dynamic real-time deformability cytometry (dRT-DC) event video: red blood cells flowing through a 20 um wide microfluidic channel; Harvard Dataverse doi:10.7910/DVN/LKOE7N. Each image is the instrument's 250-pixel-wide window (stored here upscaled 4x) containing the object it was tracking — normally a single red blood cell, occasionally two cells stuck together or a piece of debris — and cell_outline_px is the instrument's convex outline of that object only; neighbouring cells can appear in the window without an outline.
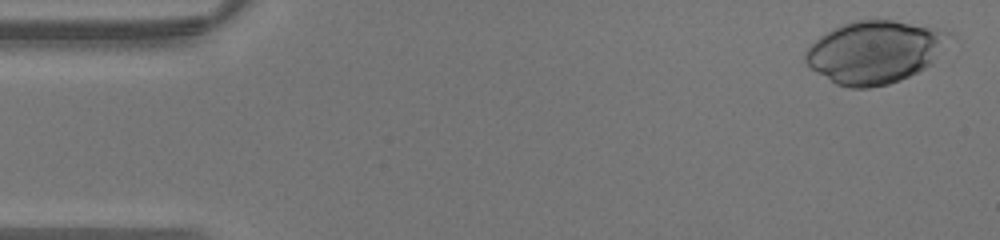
{"species": "human", "species_latin": "Homo sapiens", "temperature_condition": "warm", "stored_images_in_passage": 35, "camera_frame_rate_fps": 3000, "um_per_image_px": 0.085, "donor": {"sex": "male"}, "frame": {"image": 1, "passage_image": 2, "time_ms": 0.333, "image_size_px": [1000, 240], "cell_outline_px": [[956, 32], [932, 60], [924, 68], [900, 80], [888, 84], [868, 88], [848, 88], [836, 84], [816, 72], [804, 60], [804, 52], [820, 36], [832, 28], [840, 24], [856, 20], [892, 20], [936, 28]], "centroid_in_image_um": [74.33, 4.41], "position_along_channel_um": 10.7, "area_um2": 52.14}}
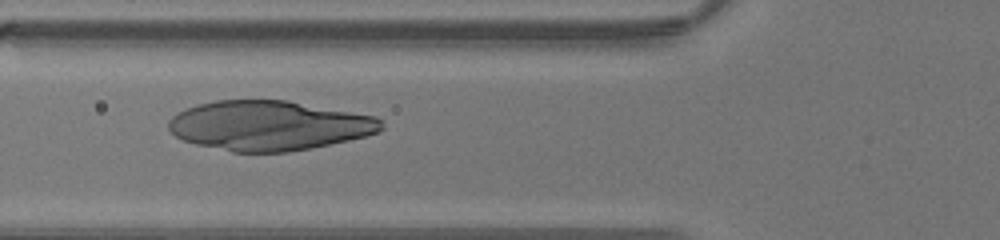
{"frame": {"image": 2, "passage_image": 16, "time_ms": 5.0, "image_size_px": [1000, 240], "cell_outline_px": [[384, 128], [380, 132], [348, 140], [288, 152], [232, 152], [196, 144], [184, 140], [176, 136], [168, 128], [168, 120], [172, 116], [188, 108], [200, 104], [216, 100], [288, 100], [376, 116], [380, 120]], "centroid_in_image_um": [22.87, 10.67], "position_along_channel_um": 102.9, "area_um2": 61.38}}
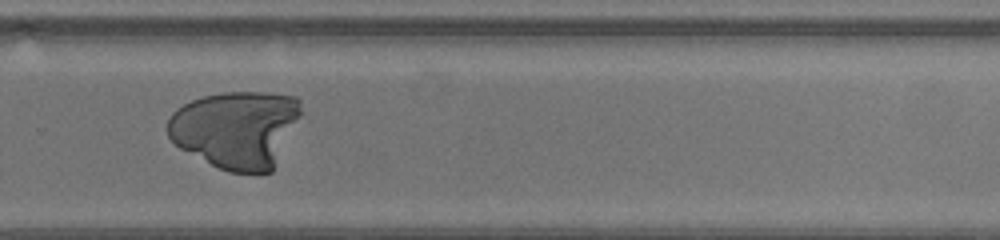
{"frame": {"image": 3, "passage_image": 29, "time_ms": 9.333, "image_size_px": [1000, 240], "cell_outline_px": [[304, 112], [272, 172], [228, 172], [180, 148], [168, 136], [168, 120], [172, 112], [176, 108], [192, 100], [204, 96], [224, 92], [272, 92], [296, 96], [300, 100]], "centroid_in_image_um": [20.14, 10.95], "position_along_channel_um": 309.7, "area_um2": 60.57}}